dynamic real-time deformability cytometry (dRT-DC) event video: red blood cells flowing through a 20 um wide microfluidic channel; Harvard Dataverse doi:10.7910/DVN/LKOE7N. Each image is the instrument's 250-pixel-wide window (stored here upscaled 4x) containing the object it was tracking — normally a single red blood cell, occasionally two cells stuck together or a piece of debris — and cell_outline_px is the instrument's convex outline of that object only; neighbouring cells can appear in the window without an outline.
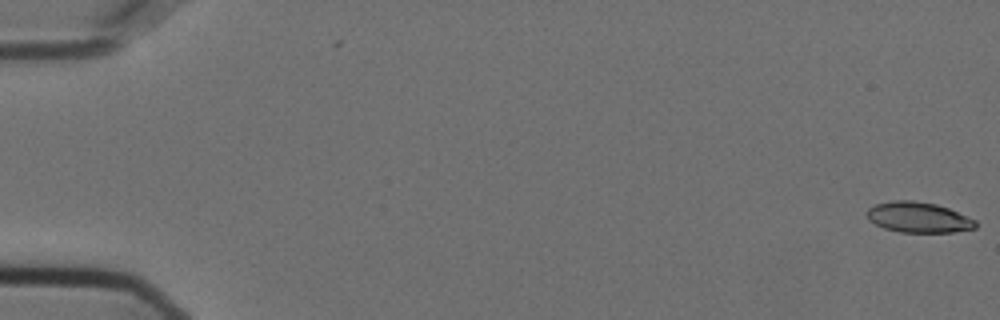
{"species": "Egyptian fruit bat (a non-hibernating species)", "species_latin": "Rousettus aegyptiacus", "temperature_condition": "cold", "stored_images_in_passage": 13, "camera_frame_rate_fps": 3000, "um_per_image_px": 0.085, "animal": {"sex": "female"}, "frame": {"image": 1, "passage_image": 1, "time_ms": 0.0, "image_size_px": [1000, 320], "cell_outline_px": [[976, 228], [952, 232], [900, 232], [884, 228], [868, 220], [864, 212], [868, 208], [876, 204], [892, 200], [912, 200], [936, 204], [948, 208], [976, 220]], "centroid_in_image_um": [78.02, 18.47], "position_along_channel_um": 7.0, "area_um2": 19.36}}